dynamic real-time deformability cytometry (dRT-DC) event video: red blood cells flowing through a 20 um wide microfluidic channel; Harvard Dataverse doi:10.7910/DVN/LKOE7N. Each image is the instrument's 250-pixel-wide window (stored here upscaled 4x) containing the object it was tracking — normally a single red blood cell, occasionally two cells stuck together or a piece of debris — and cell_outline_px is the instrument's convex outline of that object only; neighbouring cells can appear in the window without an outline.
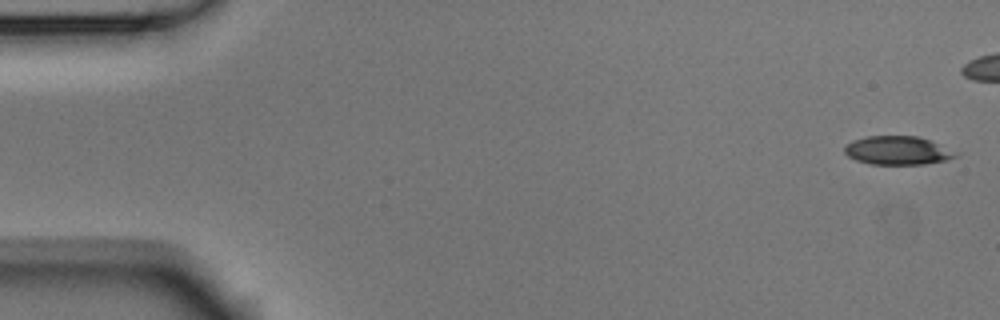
{"species": "Egyptian fruit bat (a non-hibernating species)", "species_latin": "Rousettus aegyptiacus", "temperature_condition": "room temperature", "stored_images_in_passage": 43, "camera_frame_rate_fps": 3000, "um_per_image_px": 0.085, "animal": {"sex": "male"}, "frame": {"image": 1, "passage_image": 1, "time_ms": 0.0, "image_size_px": [1000, 320], "cell_outline_px": [[960, 156], [948, 160], [924, 164], [872, 164], [856, 160], [848, 156], [844, 152], [844, 148], [852, 140], [864, 136], [920, 136], [960, 152]], "centroid_in_image_um": [76.36, 12.78], "position_along_channel_um": 8.6, "area_um2": 18.79}}
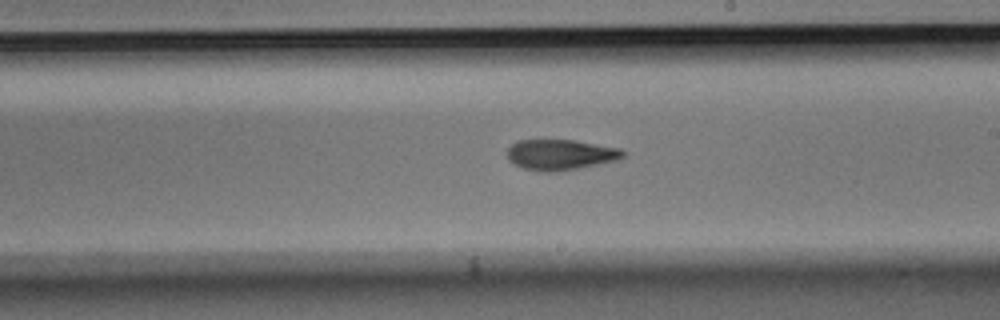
{"frame": {"image": 2, "passage_image": 30, "time_ms": 9.667, "image_size_px": [1000, 320], "cell_outline_px": [[628, 152], [620, 160], [556, 172], [536, 172], [524, 168], [508, 160], [508, 148], [516, 140], [572, 140], [620, 148]], "centroid_in_image_um": [47.67, 13.15], "position_along_channel_um": 241.3, "area_um2": 20.75}}
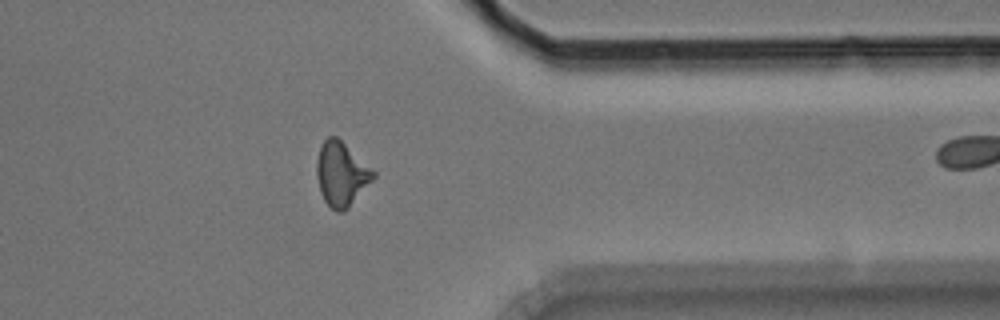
{"frame": {"image": 3, "passage_image": 42, "time_ms": 13.667, "image_size_px": [1000, 320], "cell_outline_px": [[376, 176], [348, 208], [344, 212], [336, 212], [324, 200], [320, 192], [316, 176], [316, 160], [320, 144], [328, 136], [336, 136], [376, 172]], "centroid_in_image_um": [28.99, 14.79], "position_along_channel_um": 382.4, "area_um2": 21.15}}